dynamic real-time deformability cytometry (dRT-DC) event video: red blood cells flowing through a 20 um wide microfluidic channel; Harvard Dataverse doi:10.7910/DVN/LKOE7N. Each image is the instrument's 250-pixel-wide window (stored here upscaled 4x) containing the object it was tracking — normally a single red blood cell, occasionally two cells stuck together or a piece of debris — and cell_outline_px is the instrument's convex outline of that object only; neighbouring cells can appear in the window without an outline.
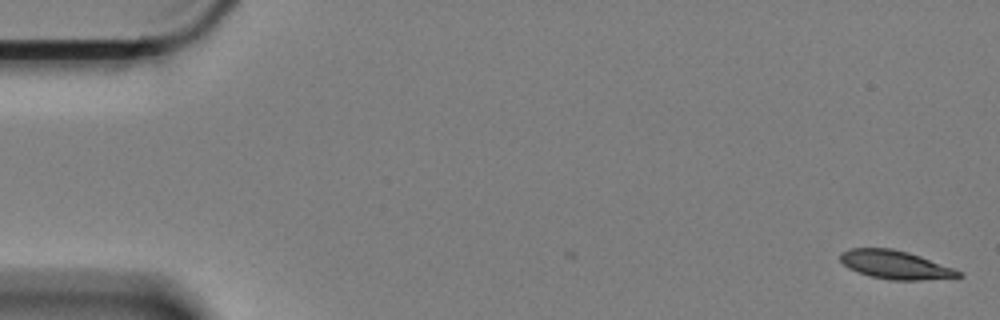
{"species": "Egyptian fruit bat (a non-hibernating species)", "species_latin": "Rousettus aegyptiacus", "temperature_condition": "cold", "stored_images_in_passage": 3, "camera_frame_rate_fps": 3000, "um_per_image_px": 0.085, "animal": {"sex": "female"}, "frame": {"image": 1, "passage_image": 3, "time_ms": 0.667, "image_size_px": [1000, 320], "cell_outline_px": [[964, 276], [916, 280], [892, 280], [872, 276], [848, 268], [840, 260], [840, 252], [848, 248], [892, 248], [908, 252], [920, 256], [964, 272]], "centroid_in_image_um": [76.09, 22.49], "position_along_channel_um": 8.9, "area_um2": 19.42}}